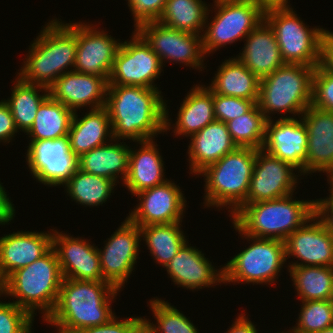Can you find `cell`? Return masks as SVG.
Listing matches in <instances>:
<instances>
[{
    "label": "cell",
    "instance_id": "obj_1",
    "mask_svg": "<svg viewBox=\"0 0 333 333\" xmlns=\"http://www.w3.org/2000/svg\"><path fill=\"white\" fill-rule=\"evenodd\" d=\"M160 94L159 89L108 85L105 107L114 142L150 140L171 129L167 105Z\"/></svg>",
    "mask_w": 333,
    "mask_h": 333
},
{
    "label": "cell",
    "instance_id": "obj_2",
    "mask_svg": "<svg viewBox=\"0 0 333 333\" xmlns=\"http://www.w3.org/2000/svg\"><path fill=\"white\" fill-rule=\"evenodd\" d=\"M118 291L103 280L64 278L56 306L45 322L59 328L57 333L106 324L115 316L110 303Z\"/></svg>",
    "mask_w": 333,
    "mask_h": 333
},
{
    "label": "cell",
    "instance_id": "obj_3",
    "mask_svg": "<svg viewBox=\"0 0 333 333\" xmlns=\"http://www.w3.org/2000/svg\"><path fill=\"white\" fill-rule=\"evenodd\" d=\"M45 26L31 44L18 76L26 83L49 89L60 76L69 72V66L75 65L77 23L64 24L54 19Z\"/></svg>",
    "mask_w": 333,
    "mask_h": 333
},
{
    "label": "cell",
    "instance_id": "obj_4",
    "mask_svg": "<svg viewBox=\"0 0 333 333\" xmlns=\"http://www.w3.org/2000/svg\"><path fill=\"white\" fill-rule=\"evenodd\" d=\"M288 196L242 205L231 217L243 234L285 241L315 215V200Z\"/></svg>",
    "mask_w": 333,
    "mask_h": 333
},
{
    "label": "cell",
    "instance_id": "obj_5",
    "mask_svg": "<svg viewBox=\"0 0 333 333\" xmlns=\"http://www.w3.org/2000/svg\"><path fill=\"white\" fill-rule=\"evenodd\" d=\"M62 271L55 249L26 267L13 272L2 284L1 295L18 298L13 301L33 318L36 309L43 313L44 321L53 312L63 281Z\"/></svg>",
    "mask_w": 333,
    "mask_h": 333
},
{
    "label": "cell",
    "instance_id": "obj_6",
    "mask_svg": "<svg viewBox=\"0 0 333 333\" xmlns=\"http://www.w3.org/2000/svg\"><path fill=\"white\" fill-rule=\"evenodd\" d=\"M257 149L237 147L199 175L205 176V207H231L233 215L242 205L247 204V195Z\"/></svg>",
    "mask_w": 333,
    "mask_h": 333
},
{
    "label": "cell",
    "instance_id": "obj_7",
    "mask_svg": "<svg viewBox=\"0 0 333 333\" xmlns=\"http://www.w3.org/2000/svg\"><path fill=\"white\" fill-rule=\"evenodd\" d=\"M316 67L285 63L260 79L258 105L267 120L272 112L301 115L312 105L313 74Z\"/></svg>",
    "mask_w": 333,
    "mask_h": 333
},
{
    "label": "cell",
    "instance_id": "obj_8",
    "mask_svg": "<svg viewBox=\"0 0 333 333\" xmlns=\"http://www.w3.org/2000/svg\"><path fill=\"white\" fill-rule=\"evenodd\" d=\"M289 6L266 7L264 20L273 29L285 63L316 67L320 64L321 40L326 29H309Z\"/></svg>",
    "mask_w": 333,
    "mask_h": 333
},
{
    "label": "cell",
    "instance_id": "obj_9",
    "mask_svg": "<svg viewBox=\"0 0 333 333\" xmlns=\"http://www.w3.org/2000/svg\"><path fill=\"white\" fill-rule=\"evenodd\" d=\"M234 229L253 243L223 266V283H273L287 260L285 241L247 236L235 225Z\"/></svg>",
    "mask_w": 333,
    "mask_h": 333
},
{
    "label": "cell",
    "instance_id": "obj_10",
    "mask_svg": "<svg viewBox=\"0 0 333 333\" xmlns=\"http://www.w3.org/2000/svg\"><path fill=\"white\" fill-rule=\"evenodd\" d=\"M214 3V10H218L205 25V31L202 30L205 54L244 39L264 20L265 7L257 0H215Z\"/></svg>",
    "mask_w": 333,
    "mask_h": 333
},
{
    "label": "cell",
    "instance_id": "obj_11",
    "mask_svg": "<svg viewBox=\"0 0 333 333\" xmlns=\"http://www.w3.org/2000/svg\"><path fill=\"white\" fill-rule=\"evenodd\" d=\"M132 36V40L121 42L118 48L108 85L158 89L154 80L161 74L163 65L136 31Z\"/></svg>",
    "mask_w": 333,
    "mask_h": 333
},
{
    "label": "cell",
    "instance_id": "obj_12",
    "mask_svg": "<svg viewBox=\"0 0 333 333\" xmlns=\"http://www.w3.org/2000/svg\"><path fill=\"white\" fill-rule=\"evenodd\" d=\"M159 57L162 65L168 61L184 63L192 68H205L202 35L179 31L158 21L141 23L134 29Z\"/></svg>",
    "mask_w": 333,
    "mask_h": 333
},
{
    "label": "cell",
    "instance_id": "obj_13",
    "mask_svg": "<svg viewBox=\"0 0 333 333\" xmlns=\"http://www.w3.org/2000/svg\"><path fill=\"white\" fill-rule=\"evenodd\" d=\"M26 161L32 176L44 185H63L78 169V158L71 152L68 137L29 143Z\"/></svg>",
    "mask_w": 333,
    "mask_h": 333
},
{
    "label": "cell",
    "instance_id": "obj_14",
    "mask_svg": "<svg viewBox=\"0 0 333 333\" xmlns=\"http://www.w3.org/2000/svg\"><path fill=\"white\" fill-rule=\"evenodd\" d=\"M141 231L128 217L108 238L104 249H98L103 281L121 290L134 270L138 258Z\"/></svg>",
    "mask_w": 333,
    "mask_h": 333
},
{
    "label": "cell",
    "instance_id": "obj_15",
    "mask_svg": "<svg viewBox=\"0 0 333 333\" xmlns=\"http://www.w3.org/2000/svg\"><path fill=\"white\" fill-rule=\"evenodd\" d=\"M292 165L257 149L247 204L288 196L294 192L297 177ZM294 172V173H293Z\"/></svg>",
    "mask_w": 333,
    "mask_h": 333
},
{
    "label": "cell",
    "instance_id": "obj_16",
    "mask_svg": "<svg viewBox=\"0 0 333 333\" xmlns=\"http://www.w3.org/2000/svg\"><path fill=\"white\" fill-rule=\"evenodd\" d=\"M140 203L128 218L139 227L181 222L186 200L180 187L167 180L137 194ZM182 216V217H181Z\"/></svg>",
    "mask_w": 333,
    "mask_h": 333
},
{
    "label": "cell",
    "instance_id": "obj_17",
    "mask_svg": "<svg viewBox=\"0 0 333 333\" xmlns=\"http://www.w3.org/2000/svg\"><path fill=\"white\" fill-rule=\"evenodd\" d=\"M120 41L93 25L77 23V50L73 71L101 76L109 81Z\"/></svg>",
    "mask_w": 333,
    "mask_h": 333
},
{
    "label": "cell",
    "instance_id": "obj_18",
    "mask_svg": "<svg viewBox=\"0 0 333 333\" xmlns=\"http://www.w3.org/2000/svg\"><path fill=\"white\" fill-rule=\"evenodd\" d=\"M301 119V120H300ZM308 133L299 117H281L273 122L267 120L265 140L262 149L273 157L292 165L304 174L307 155Z\"/></svg>",
    "mask_w": 333,
    "mask_h": 333
},
{
    "label": "cell",
    "instance_id": "obj_19",
    "mask_svg": "<svg viewBox=\"0 0 333 333\" xmlns=\"http://www.w3.org/2000/svg\"><path fill=\"white\" fill-rule=\"evenodd\" d=\"M285 252L287 259L293 256L302 261L289 263V267H331L333 266V237L324 223L314 215L288 236L285 240Z\"/></svg>",
    "mask_w": 333,
    "mask_h": 333
},
{
    "label": "cell",
    "instance_id": "obj_20",
    "mask_svg": "<svg viewBox=\"0 0 333 333\" xmlns=\"http://www.w3.org/2000/svg\"><path fill=\"white\" fill-rule=\"evenodd\" d=\"M308 133L304 175L316 171L333 177V112L310 105L302 114Z\"/></svg>",
    "mask_w": 333,
    "mask_h": 333
},
{
    "label": "cell",
    "instance_id": "obj_21",
    "mask_svg": "<svg viewBox=\"0 0 333 333\" xmlns=\"http://www.w3.org/2000/svg\"><path fill=\"white\" fill-rule=\"evenodd\" d=\"M55 249L63 278L87 281L103 280L97 246L62 232L53 231Z\"/></svg>",
    "mask_w": 333,
    "mask_h": 333
},
{
    "label": "cell",
    "instance_id": "obj_22",
    "mask_svg": "<svg viewBox=\"0 0 333 333\" xmlns=\"http://www.w3.org/2000/svg\"><path fill=\"white\" fill-rule=\"evenodd\" d=\"M108 81L96 75L73 71L60 76L48 89L49 96L73 110L83 107L98 109L106 105Z\"/></svg>",
    "mask_w": 333,
    "mask_h": 333
},
{
    "label": "cell",
    "instance_id": "obj_23",
    "mask_svg": "<svg viewBox=\"0 0 333 333\" xmlns=\"http://www.w3.org/2000/svg\"><path fill=\"white\" fill-rule=\"evenodd\" d=\"M47 232L17 231L0 237V284L53 247V233Z\"/></svg>",
    "mask_w": 333,
    "mask_h": 333
},
{
    "label": "cell",
    "instance_id": "obj_24",
    "mask_svg": "<svg viewBox=\"0 0 333 333\" xmlns=\"http://www.w3.org/2000/svg\"><path fill=\"white\" fill-rule=\"evenodd\" d=\"M187 244L188 242L165 265L174 285L177 284L189 290H196L207 286L212 287L216 283H223V267L216 270L208 258L206 259L204 254L201 253L202 251Z\"/></svg>",
    "mask_w": 333,
    "mask_h": 333
},
{
    "label": "cell",
    "instance_id": "obj_25",
    "mask_svg": "<svg viewBox=\"0 0 333 333\" xmlns=\"http://www.w3.org/2000/svg\"><path fill=\"white\" fill-rule=\"evenodd\" d=\"M245 38L246 44L237 58L259 79L285 64L273 29L265 20Z\"/></svg>",
    "mask_w": 333,
    "mask_h": 333
},
{
    "label": "cell",
    "instance_id": "obj_26",
    "mask_svg": "<svg viewBox=\"0 0 333 333\" xmlns=\"http://www.w3.org/2000/svg\"><path fill=\"white\" fill-rule=\"evenodd\" d=\"M190 140L187 152L189 168L192 171L190 173L196 175L237 148L232 141L227 124L218 120L192 135Z\"/></svg>",
    "mask_w": 333,
    "mask_h": 333
},
{
    "label": "cell",
    "instance_id": "obj_27",
    "mask_svg": "<svg viewBox=\"0 0 333 333\" xmlns=\"http://www.w3.org/2000/svg\"><path fill=\"white\" fill-rule=\"evenodd\" d=\"M142 146L138 151L131 150L128 175L123 182L128 191L135 194L165 183L164 161L153 139L138 142Z\"/></svg>",
    "mask_w": 333,
    "mask_h": 333
},
{
    "label": "cell",
    "instance_id": "obj_28",
    "mask_svg": "<svg viewBox=\"0 0 333 333\" xmlns=\"http://www.w3.org/2000/svg\"><path fill=\"white\" fill-rule=\"evenodd\" d=\"M113 140L111 121L107 108L91 109L84 117L74 112L68 138L71 152L79 158L82 154Z\"/></svg>",
    "mask_w": 333,
    "mask_h": 333
},
{
    "label": "cell",
    "instance_id": "obj_29",
    "mask_svg": "<svg viewBox=\"0 0 333 333\" xmlns=\"http://www.w3.org/2000/svg\"><path fill=\"white\" fill-rule=\"evenodd\" d=\"M210 86L212 93L250 99L258 103L260 79L237 57L222 62Z\"/></svg>",
    "mask_w": 333,
    "mask_h": 333
},
{
    "label": "cell",
    "instance_id": "obj_30",
    "mask_svg": "<svg viewBox=\"0 0 333 333\" xmlns=\"http://www.w3.org/2000/svg\"><path fill=\"white\" fill-rule=\"evenodd\" d=\"M130 147L120 143L98 146L78 158V169L81 171L113 180L125 181L129 169Z\"/></svg>",
    "mask_w": 333,
    "mask_h": 333
},
{
    "label": "cell",
    "instance_id": "obj_31",
    "mask_svg": "<svg viewBox=\"0 0 333 333\" xmlns=\"http://www.w3.org/2000/svg\"><path fill=\"white\" fill-rule=\"evenodd\" d=\"M174 135L192 136L215 121L213 93L205 85L193 86L178 111Z\"/></svg>",
    "mask_w": 333,
    "mask_h": 333
},
{
    "label": "cell",
    "instance_id": "obj_32",
    "mask_svg": "<svg viewBox=\"0 0 333 333\" xmlns=\"http://www.w3.org/2000/svg\"><path fill=\"white\" fill-rule=\"evenodd\" d=\"M74 111L50 96L40 105L31 128L30 141L55 140L68 137Z\"/></svg>",
    "mask_w": 333,
    "mask_h": 333
},
{
    "label": "cell",
    "instance_id": "obj_33",
    "mask_svg": "<svg viewBox=\"0 0 333 333\" xmlns=\"http://www.w3.org/2000/svg\"><path fill=\"white\" fill-rule=\"evenodd\" d=\"M202 0H167L164 10L157 20L179 31L197 35L208 22L209 11Z\"/></svg>",
    "mask_w": 333,
    "mask_h": 333
},
{
    "label": "cell",
    "instance_id": "obj_34",
    "mask_svg": "<svg viewBox=\"0 0 333 333\" xmlns=\"http://www.w3.org/2000/svg\"><path fill=\"white\" fill-rule=\"evenodd\" d=\"M301 301L332 300L333 266L288 267Z\"/></svg>",
    "mask_w": 333,
    "mask_h": 333
},
{
    "label": "cell",
    "instance_id": "obj_35",
    "mask_svg": "<svg viewBox=\"0 0 333 333\" xmlns=\"http://www.w3.org/2000/svg\"><path fill=\"white\" fill-rule=\"evenodd\" d=\"M15 80L11 97L4 101L10 108L17 129L27 132L34 122L40 105L49 97V90L26 83L18 75ZM41 90L45 92L42 95L38 93Z\"/></svg>",
    "mask_w": 333,
    "mask_h": 333
},
{
    "label": "cell",
    "instance_id": "obj_36",
    "mask_svg": "<svg viewBox=\"0 0 333 333\" xmlns=\"http://www.w3.org/2000/svg\"><path fill=\"white\" fill-rule=\"evenodd\" d=\"M181 223L151 224L139 227L141 238L146 242L151 256L161 266H164L178 253L187 242L181 228Z\"/></svg>",
    "mask_w": 333,
    "mask_h": 333
},
{
    "label": "cell",
    "instance_id": "obj_37",
    "mask_svg": "<svg viewBox=\"0 0 333 333\" xmlns=\"http://www.w3.org/2000/svg\"><path fill=\"white\" fill-rule=\"evenodd\" d=\"M64 185L72 200L78 204L93 207L107 201L113 192L115 182L77 169Z\"/></svg>",
    "mask_w": 333,
    "mask_h": 333
},
{
    "label": "cell",
    "instance_id": "obj_38",
    "mask_svg": "<svg viewBox=\"0 0 333 333\" xmlns=\"http://www.w3.org/2000/svg\"><path fill=\"white\" fill-rule=\"evenodd\" d=\"M266 122L264 114L256 104L249 112L228 121L227 127L237 147L262 149L265 140Z\"/></svg>",
    "mask_w": 333,
    "mask_h": 333
},
{
    "label": "cell",
    "instance_id": "obj_39",
    "mask_svg": "<svg viewBox=\"0 0 333 333\" xmlns=\"http://www.w3.org/2000/svg\"><path fill=\"white\" fill-rule=\"evenodd\" d=\"M149 302L158 325L144 318L143 333H198L191 320L167 301L157 298Z\"/></svg>",
    "mask_w": 333,
    "mask_h": 333
},
{
    "label": "cell",
    "instance_id": "obj_40",
    "mask_svg": "<svg viewBox=\"0 0 333 333\" xmlns=\"http://www.w3.org/2000/svg\"><path fill=\"white\" fill-rule=\"evenodd\" d=\"M297 326L287 333H318L333 325L332 300L302 301Z\"/></svg>",
    "mask_w": 333,
    "mask_h": 333
},
{
    "label": "cell",
    "instance_id": "obj_41",
    "mask_svg": "<svg viewBox=\"0 0 333 333\" xmlns=\"http://www.w3.org/2000/svg\"><path fill=\"white\" fill-rule=\"evenodd\" d=\"M34 318L13 302H0V333H31Z\"/></svg>",
    "mask_w": 333,
    "mask_h": 333
},
{
    "label": "cell",
    "instance_id": "obj_42",
    "mask_svg": "<svg viewBox=\"0 0 333 333\" xmlns=\"http://www.w3.org/2000/svg\"><path fill=\"white\" fill-rule=\"evenodd\" d=\"M215 119L227 123L249 112L257 103L250 99L213 93Z\"/></svg>",
    "mask_w": 333,
    "mask_h": 333
},
{
    "label": "cell",
    "instance_id": "obj_43",
    "mask_svg": "<svg viewBox=\"0 0 333 333\" xmlns=\"http://www.w3.org/2000/svg\"><path fill=\"white\" fill-rule=\"evenodd\" d=\"M312 106L333 112V72L318 64L313 74Z\"/></svg>",
    "mask_w": 333,
    "mask_h": 333
},
{
    "label": "cell",
    "instance_id": "obj_44",
    "mask_svg": "<svg viewBox=\"0 0 333 333\" xmlns=\"http://www.w3.org/2000/svg\"><path fill=\"white\" fill-rule=\"evenodd\" d=\"M115 317L106 324L82 328L74 333H143L144 318L129 317L118 320Z\"/></svg>",
    "mask_w": 333,
    "mask_h": 333
},
{
    "label": "cell",
    "instance_id": "obj_45",
    "mask_svg": "<svg viewBox=\"0 0 333 333\" xmlns=\"http://www.w3.org/2000/svg\"><path fill=\"white\" fill-rule=\"evenodd\" d=\"M167 0H128V6L134 17V27L148 21H157Z\"/></svg>",
    "mask_w": 333,
    "mask_h": 333
},
{
    "label": "cell",
    "instance_id": "obj_46",
    "mask_svg": "<svg viewBox=\"0 0 333 333\" xmlns=\"http://www.w3.org/2000/svg\"><path fill=\"white\" fill-rule=\"evenodd\" d=\"M19 132L9 106L4 100L0 101V142H11L14 134Z\"/></svg>",
    "mask_w": 333,
    "mask_h": 333
},
{
    "label": "cell",
    "instance_id": "obj_47",
    "mask_svg": "<svg viewBox=\"0 0 333 333\" xmlns=\"http://www.w3.org/2000/svg\"><path fill=\"white\" fill-rule=\"evenodd\" d=\"M329 188V197L315 200V215L320 218L333 237V188L331 186Z\"/></svg>",
    "mask_w": 333,
    "mask_h": 333
},
{
    "label": "cell",
    "instance_id": "obj_48",
    "mask_svg": "<svg viewBox=\"0 0 333 333\" xmlns=\"http://www.w3.org/2000/svg\"><path fill=\"white\" fill-rule=\"evenodd\" d=\"M320 65L333 72V32L325 30L321 40Z\"/></svg>",
    "mask_w": 333,
    "mask_h": 333
},
{
    "label": "cell",
    "instance_id": "obj_49",
    "mask_svg": "<svg viewBox=\"0 0 333 333\" xmlns=\"http://www.w3.org/2000/svg\"><path fill=\"white\" fill-rule=\"evenodd\" d=\"M14 204L9 200L7 192L4 187L0 184V225H5L15 217Z\"/></svg>",
    "mask_w": 333,
    "mask_h": 333
},
{
    "label": "cell",
    "instance_id": "obj_50",
    "mask_svg": "<svg viewBox=\"0 0 333 333\" xmlns=\"http://www.w3.org/2000/svg\"><path fill=\"white\" fill-rule=\"evenodd\" d=\"M226 333H258L255 325L241 313Z\"/></svg>",
    "mask_w": 333,
    "mask_h": 333
},
{
    "label": "cell",
    "instance_id": "obj_51",
    "mask_svg": "<svg viewBox=\"0 0 333 333\" xmlns=\"http://www.w3.org/2000/svg\"><path fill=\"white\" fill-rule=\"evenodd\" d=\"M265 8L270 6H284L288 5V0H257Z\"/></svg>",
    "mask_w": 333,
    "mask_h": 333
},
{
    "label": "cell",
    "instance_id": "obj_52",
    "mask_svg": "<svg viewBox=\"0 0 333 333\" xmlns=\"http://www.w3.org/2000/svg\"><path fill=\"white\" fill-rule=\"evenodd\" d=\"M318 333H333V325L329 326L328 328H325L324 330Z\"/></svg>",
    "mask_w": 333,
    "mask_h": 333
},
{
    "label": "cell",
    "instance_id": "obj_53",
    "mask_svg": "<svg viewBox=\"0 0 333 333\" xmlns=\"http://www.w3.org/2000/svg\"><path fill=\"white\" fill-rule=\"evenodd\" d=\"M329 183H330V186L333 188V177L330 179Z\"/></svg>",
    "mask_w": 333,
    "mask_h": 333
}]
</instances>
